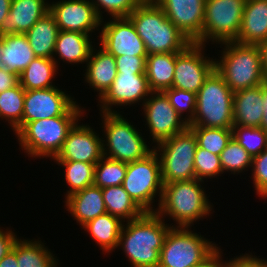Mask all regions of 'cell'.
<instances>
[{
  "label": "cell",
  "instance_id": "cell-1",
  "mask_svg": "<svg viewBox=\"0 0 267 267\" xmlns=\"http://www.w3.org/2000/svg\"><path fill=\"white\" fill-rule=\"evenodd\" d=\"M172 224L156 212H145L124 222L117 249L123 251L131 267H159L160 250Z\"/></svg>",
  "mask_w": 267,
  "mask_h": 267
},
{
  "label": "cell",
  "instance_id": "cell-2",
  "mask_svg": "<svg viewBox=\"0 0 267 267\" xmlns=\"http://www.w3.org/2000/svg\"><path fill=\"white\" fill-rule=\"evenodd\" d=\"M80 105L77 102L63 116L27 122L15 134L20 149L30 158L52 161L62 149L69 131L85 116L87 111Z\"/></svg>",
  "mask_w": 267,
  "mask_h": 267
},
{
  "label": "cell",
  "instance_id": "cell-3",
  "mask_svg": "<svg viewBox=\"0 0 267 267\" xmlns=\"http://www.w3.org/2000/svg\"><path fill=\"white\" fill-rule=\"evenodd\" d=\"M204 183L195 178L164 184L156 213L163 219L168 217V221L172 219L176 224L174 227L192 228L194 222L209 218L215 211L204 190Z\"/></svg>",
  "mask_w": 267,
  "mask_h": 267
},
{
  "label": "cell",
  "instance_id": "cell-4",
  "mask_svg": "<svg viewBox=\"0 0 267 267\" xmlns=\"http://www.w3.org/2000/svg\"><path fill=\"white\" fill-rule=\"evenodd\" d=\"M128 18L143 40L148 55L179 53L192 43L153 0H144Z\"/></svg>",
  "mask_w": 267,
  "mask_h": 267
},
{
  "label": "cell",
  "instance_id": "cell-5",
  "mask_svg": "<svg viewBox=\"0 0 267 267\" xmlns=\"http://www.w3.org/2000/svg\"><path fill=\"white\" fill-rule=\"evenodd\" d=\"M219 45L222 50H219L220 57L215 58V70L233 92L259 86L265 81L258 45L235 41L222 42Z\"/></svg>",
  "mask_w": 267,
  "mask_h": 267
},
{
  "label": "cell",
  "instance_id": "cell-6",
  "mask_svg": "<svg viewBox=\"0 0 267 267\" xmlns=\"http://www.w3.org/2000/svg\"><path fill=\"white\" fill-rule=\"evenodd\" d=\"M99 114L102 116L100 120L104 132L101 135L104 157L130 163L144 159L154 151L152 144H147V138L142 136V130L134 127L131 120L123 117V113Z\"/></svg>",
  "mask_w": 267,
  "mask_h": 267
},
{
  "label": "cell",
  "instance_id": "cell-7",
  "mask_svg": "<svg viewBox=\"0 0 267 267\" xmlns=\"http://www.w3.org/2000/svg\"><path fill=\"white\" fill-rule=\"evenodd\" d=\"M191 227H171L160 250L159 267H199L221 248Z\"/></svg>",
  "mask_w": 267,
  "mask_h": 267
},
{
  "label": "cell",
  "instance_id": "cell-8",
  "mask_svg": "<svg viewBox=\"0 0 267 267\" xmlns=\"http://www.w3.org/2000/svg\"><path fill=\"white\" fill-rule=\"evenodd\" d=\"M234 92L214 69L196 94V108L188 127L232 129Z\"/></svg>",
  "mask_w": 267,
  "mask_h": 267
},
{
  "label": "cell",
  "instance_id": "cell-9",
  "mask_svg": "<svg viewBox=\"0 0 267 267\" xmlns=\"http://www.w3.org/2000/svg\"><path fill=\"white\" fill-rule=\"evenodd\" d=\"M163 186L160 161L155 151L144 159L127 163L122 187L144 212H156Z\"/></svg>",
  "mask_w": 267,
  "mask_h": 267
},
{
  "label": "cell",
  "instance_id": "cell-10",
  "mask_svg": "<svg viewBox=\"0 0 267 267\" xmlns=\"http://www.w3.org/2000/svg\"><path fill=\"white\" fill-rule=\"evenodd\" d=\"M153 148L160 161L163 184L195 179L197 140L189 128Z\"/></svg>",
  "mask_w": 267,
  "mask_h": 267
},
{
  "label": "cell",
  "instance_id": "cell-11",
  "mask_svg": "<svg viewBox=\"0 0 267 267\" xmlns=\"http://www.w3.org/2000/svg\"><path fill=\"white\" fill-rule=\"evenodd\" d=\"M246 0H205L202 35L195 42L203 45L234 41L241 29Z\"/></svg>",
  "mask_w": 267,
  "mask_h": 267
},
{
  "label": "cell",
  "instance_id": "cell-12",
  "mask_svg": "<svg viewBox=\"0 0 267 267\" xmlns=\"http://www.w3.org/2000/svg\"><path fill=\"white\" fill-rule=\"evenodd\" d=\"M141 107L146 119L144 126L150 134L147 136H152V147L188 128L186 121L173 109L163 92H152Z\"/></svg>",
  "mask_w": 267,
  "mask_h": 267
},
{
  "label": "cell",
  "instance_id": "cell-13",
  "mask_svg": "<svg viewBox=\"0 0 267 267\" xmlns=\"http://www.w3.org/2000/svg\"><path fill=\"white\" fill-rule=\"evenodd\" d=\"M205 49L206 45L190 43L183 51L175 53L173 88L198 93L215 69V59H210Z\"/></svg>",
  "mask_w": 267,
  "mask_h": 267
},
{
  "label": "cell",
  "instance_id": "cell-14",
  "mask_svg": "<svg viewBox=\"0 0 267 267\" xmlns=\"http://www.w3.org/2000/svg\"><path fill=\"white\" fill-rule=\"evenodd\" d=\"M151 93L145 73H117L97 106L100 107L99 112L119 113L120 110H116L118 106H142Z\"/></svg>",
  "mask_w": 267,
  "mask_h": 267
},
{
  "label": "cell",
  "instance_id": "cell-15",
  "mask_svg": "<svg viewBox=\"0 0 267 267\" xmlns=\"http://www.w3.org/2000/svg\"><path fill=\"white\" fill-rule=\"evenodd\" d=\"M106 21L101 20L98 45L114 57L148 55L143 40L128 17L108 18Z\"/></svg>",
  "mask_w": 267,
  "mask_h": 267
},
{
  "label": "cell",
  "instance_id": "cell-16",
  "mask_svg": "<svg viewBox=\"0 0 267 267\" xmlns=\"http://www.w3.org/2000/svg\"><path fill=\"white\" fill-rule=\"evenodd\" d=\"M58 86L25 90L22 127L27 122L65 115L77 102Z\"/></svg>",
  "mask_w": 267,
  "mask_h": 267
},
{
  "label": "cell",
  "instance_id": "cell-17",
  "mask_svg": "<svg viewBox=\"0 0 267 267\" xmlns=\"http://www.w3.org/2000/svg\"><path fill=\"white\" fill-rule=\"evenodd\" d=\"M49 12L61 31H74L92 36L99 31L101 19L90 0H57L49 2ZM91 33V34H90Z\"/></svg>",
  "mask_w": 267,
  "mask_h": 267
},
{
  "label": "cell",
  "instance_id": "cell-18",
  "mask_svg": "<svg viewBox=\"0 0 267 267\" xmlns=\"http://www.w3.org/2000/svg\"><path fill=\"white\" fill-rule=\"evenodd\" d=\"M79 122L81 120L69 131L62 149L53 161H79L97 164L104 156L102 136L90 124Z\"/></svg>",
  "mask_w": 267,
  "mask_h": 267
},
{
  "label": "cell",
  "instance_id": "cell-19",
  "mask_svg": "<svg viewBox=\"0 0 267 267\" xmlns=\"http://www.w3.org/2000/svg\"><path fill=\"white\" fill-rule=\"evenodd\" d=\"M166 17L192 42L202 35L205 0H153Z\"/></svg>",
  "mask_w": 267,
  "mask_h": 267
},
{
  "label": "cell",
  "instance_id": "cell-20",
  "mask_svg": "<svg viewBox=\"0 0 267 267\" xmlns=\"http://www.w3.org/2000/svg\"><path fill=\"white\" fill-rule=\"evenodd\" d=\"M49 12V0H12L10 11L0 27V36L25 34Z\"/></svg>",
  "mask_w": 267,
  "mask_h": 267
},
{
  "label": "cell",
  "instance_id": "cell-21",
  "mask_svg": "<svg viewBox=\"0 0 267 267\" xmlns=\"http://www.w3.org/2000/svg\"><path fill=\"white\" fill-rule=\"evenodd\" d=\"M94 45L84 67V82L97 92L98 100L107 92L117 76L115 57L100 45ZM86 67V68H85Z\"/></svg>",
  "mask_w": 267,
  "mask_h": 267
},
{
  "label": "cell",
  "instance_id": "cell-22",
  "mask_svg": "<svg viewBox=\"0 0 267 267\" xmlns=\"http://www.w3.org/2000/svg\"><path fill=\"white\" fill-rule=\"evenodd\" d=\"M93 39L94 38L88 34L60 30L56 39L55 51L52 59L57 64L58 68L60 66V61L66 64L70 63L73 66L80 64L86 65L90 52L95 44Z\"/></svg>",
  "mask_w": 267,
  "mask_h": 267
},
{
  "label": "cell",
  "instance_id": "cell-23",
  "mask_svg": "<svg viewBox=\"0 0 267 267\" xmlns=\"http://www.w3.org/2000/svg\"><path fill=\"white\" fill-rule=\"evenodd\" d=\"M65 209L82 227L88 221L106 213L102 189L94 184L65 198Z\"/></svg>",
  "mask_w": 267,
  "mask_h": 267
},
{
  "label": "cell",
  "instance_id": "cell-24",
  "mask_svg": "<svg viewBox=\"0 0 267 267\" xmlns=\"http://www.w3.org/2000/svg\"><path fill=\"white\" fill-rule=\"evenodd\" d=\"M266 40L267 0H246L241 29L234 41L246 45H259Z\"/></svg>",
  "mask_w": 267,
  "mask_h": 267
},
{
  "label": "cell",
  "instance_id": "cell-25",
  "mask_svg": "<svg viewBox=\"0 0 267 267\" xmlns=\"http://www.w3.org/2000/svg\"><path fill=\"white\" fill-rule=\"evenodd\" d=\"M263 113L262 84L234 92V126L260 127Z\"/></svg>",
  "mask_w": 267,
  "mask_h": 267
},
{
  "label": "cell",
  "instance_id": "cell-26",
  "mask_svg": "<svg viewBox=\"0 0 267 267\" xmlns=\"http://www.w3.org/2000/svg\"><path fill=\"white\" fill-rule=\"evenodd\" d=\"M123 224L120 218L106 212L88 221L81 228L85 233H89L103 254L110 255L117 249Z\"/></svg>",
  "mask_w": 267,
  "mask_h": 267
},
{
  "label": "cell",
  "instance_id": "cell-27",
  "mask_svg": "<svg viewBox=\"0 0 267 267\" xmlns=\"http://www.w3.org/2000/svg\"><path fill=\"white\" fill-rule=\"evenodd\" d=\"M2 38L4 68L18 76L36 57L25 34H8Z\"/></svg>",
  "mask_w": 267,
  "mask_h": 267
},
{
  "label": "cell",
  "instance_id": "cell-28",
  "mask_svg": "<svg viewBox=\"0 0 267 267\" xmlns=\"http://www.w3.org/2000/svg\"><path fill=\"white\" fill-rule=\"evenodd\" d=\"M59 31L55 18L48 12L25 33L36 57H53Z\"/></svg>",
  "mask_w": 267,
  "mask_h": 267
},
{
  "label": "cell",
  "instance_id": "cell-29",
  "mask_svg": "<svg viewBox=\"0 0 267 267\" xmlns=\"http://www.w3.org/2000/svg\"><path fill=\"white\" fill-rule=\"evenodd\" d=\"M175 69V53H157L146 57V78L152 92L172 88Z\"/></svg>",
  "mask_w": 267,
  "mask_h": 267
},
{
  "label": "cell",
  "instance_id": "cell-30",
  "mask_svg": "<svg viewBox=\"0 0 267 267\" xmlns=\"http://www.w3.org/2000/svg\"><path fill=\"white\" fill-rule=\"evenodd\" d=\"M59 68L52 58L35 57L19 75L25 90L52 88Z\"/></svg>",
  "mask_w": 267,
  "mask_h": 267
},
{
  "label": "cell",
  "instance_id": "cell-31",
  "mask_svg": "<svg viewBox=\"0 0 267 267\" xmlns=\"http://www.w3.org/2000/svg\"><path fill=\"white\" fill-rule=\"evenodd\" d=\"M41 239H17L18 267H58L60 262ZM59 262V263H58Z\"/></svg>",
  "mask_w": 267,
  "mask_h": 267
},
{
  "label": "cell",
  "instance_id": "cell-32",
  "mask_svg": "<svg viewBox=\"0 0 267 267\" xmlns=\"http://www.w3.org/2000/svg\"><path fill=\"white\" fill-rule=\"evenodd\" d=\"M106 212L123 222L142 216L145 212L134 202L122 185L102 188Z\"/></svg>",
  "mask_w": 267,
  "mask_h": 267
},
{
  "label": "cell",
  "instance_id": "cell-33",
  "mask_svg": "<svg viewBox=\"0 0 267 267\" xmlns=\"http://www.w3.org/2000/svg\"><path fill=\"white\" fill-rule=\"evenodd\" d=\"M25 89L17 86L0 93V119L6 120L16 134L22 128Z\"/></svg>",
  "mask_w": 267,
  "mask_h": 267
},
{
  "label": "cell",
  "instance_id": "cell-34",
  "mask_svg": "<svg viewBox=\"0 0 267 267\" xmlns=\"http://www.w3.org/2000/svg\"><path fill=\"white\" fill-rule=\"evenodd\" d=\"M64 170V181L70 187L65 198L94 184L95 165L79 161H54Z\"/></svg>",
  "mask_w": 267,
  "mask_h": 267
},
{
  "label": "cell",
  "instance_id": "cell-35",
  "mask_svg": "<svg viewBox=\"0 0 267 267\" xmlns=\"http://www.w3.org/2000/svg\"><path fill=\"white\" fill-rule=\"evenodd\" d=\"M219 158L224 174L227 172L232 175H239L242 172L249 171L248 169L252 167V157L233 138L227 143Z\"/></svg>",
  "mask_w": 267,
  "mask_h": 267
},
{
  "label": "cell",
  "instance_id": "cell-36",
  "mask_svg": "<svg viewBox=\"0 0 267 267\" xmlns=\"http://www.w3.org/2000/svg\"><path fill=\"white\" fill-rule=\"evenodd\" d=\"M195 135L197 146L210 153L220 155L232 138V129L210 127H188Z\"/></svg>",
  "mask_w": 267,
  "mask_h": 267
},
{
  "label": "cell",
  "instance_id": "cell-37",
  "mask_svg": "<svg viewBox=\"0 0 267 267\" xmlns=\"http://www.w3.org/2000/svg\"><path fill=\"white\" fill-rule=\"evenodd\" d=\"M127 163L102 157L95 165L94 185L102 188L119 186L125 178Z\"/></svg>",
  "mask_w": 267,
  "mask_h": 267
},
{
  "label": "cell",
  "instance_id": "cell-38",
  "mask_svg": "<svg viewBox=\"0 0 267 267\" xmlns=\"http://www.w3.org/2000/svg\"><path fill=\"white\" fill-rule=\"evenodd\" d=\"M232 138L251 157L259 155L267 148V133L261 127L233 126Z\"/></svg>",
  "mask_w": 267,
  "mask_h": 267
},
{
  "label": "cell",
  "instance_id": "cell-39",
  "mask_svg": "<svg viewBox=\"0 0 267 267\" xmlns=\"http://www.w3.org/2000/svg\"><path fill=\"white\" fill-rule=\"evenodd\" d=\"M195 178L208 182V179H215L223 174L219 155L210 153L207 150L198 147L194 158Z\"/></svg>",
  "mask_w": 267,
  "mask_h": 267
},
{
  "label": "cell",
  "instance_id": "cell-40",
  "mask_svg": "<svg viewBox=\"0 0 267 267\" xmlns=\"http://www.w3.org/2000/svg\"><path fill=\"white\" fill-rule=\"evenodd\" d=\"M173 109L189 124L195 116L196 94L190 91L169 88L163 91ZM184 112L185 115H184Z\"/></svg>",
  "mask_w": 267,
  "mask_h": 267
},
{
  "label": "cell",
  "instance_id": "cell-41",
  "mask_svg": "<svg viewBox=\"0 0 267 267\" xmlns=\"http://www.w3.org/2000/svg\"><path fill=\"white\" fill-rule=\"evenodd\" d=\"M94 5L96 14L105 20L103 14L110 18L128 17L144 0H90ZM104 10V11H103Z\"/></svg>",
  "mask_w": 267,
  "mask_h": 267
},
{
  "label": "cell",
  "instance_id": "cell-42",
  "mask_svg": "<svg viewBox=\"0 0 267 267\" xmlns=\"http://www.w3.org/2000/svg\"><path fill=\"white\" fill-rule=\"evenodd\" d=\"M252 183L258 197L267 199V148L259 155L252 157Z\"/></svg>",
  "mask_w": 267,
  "mask_h": 267
},
{
  "label": "cell",
  "instance_id": "cell-43",
  "mask_svg": "<svg viewBox=\"0 0 267 267\" xmlns=\"http://www.w3.org/2000/svg\"><path fill=\"white\" fill-rule=\"evenodd\" d=\"M147 56L115 57L117 73H145Z\"/></svg>",
  "mask_w": 267,
  "mask_h": 267
},
{
  "label": "cell",
  "instance_id": "cell-44",
  "mask_svg": "<svg viewBox=\"0 0 267 267\" xmlns=\"http://www.w3.org/2000/svg\"><path fill=\"white\" fill-rule=\"evenodd\" d=\"M250 253V254H249ZM248 252L245 254L236 255L235 258L225 260L224 267H267V259L259 258L260 256L252 255Z\"/></svg>",
  "mask_w": 267,
  "mask_h": 267
},
{
  "label": "cell",
  "instance_id": "cell-45",
  "mask_svg": "<svg viewBox=\"0 0 267 267\" xmlns=\"http://www.w3.org/2000/svg\"><path fill=\"white\" fill-rule=\"evenodd\" d=\"M12 231L9 227L4 230L0 227V260H2L5 255L12 250L14 243L19 237H17V232Z\"/></svg>",
  "mask_w": 267,
  "mask_h": 267
},
{
  "label": "cell",
  "instance_id": "cell-46",
  "mask_svg": "<svg viewBox=\"0 0 267 267\" xmlns=\"http://www.w3.org/2000/svg\"><path fill=\"white\" fill-rule=\"evenodd\" d=\"M19 84V76L6 68H0V93Z\"/></svg>",
  "mask_w": 267,
  "mask_h": 267
},
{
  "label": "cell",
  "instance_id": "cell-47",
  "mask_svg": "<svg viewBox=\"0 0 267 267\" xmlns=\"http://www.w3.org/2000/svg\"><path fill=\"white\" fill-rule=\"evenodd\" d=\"M0 267H18L17 264V241L14 243L12 250L0 260Z\"/></svg>",
  "mask_w": 267,
  "mask_h": 267
},
{
  "label": "cell",
  "instance_id": "cell-48",
  "mask_svg": "<svg viewBox=\"0 0 267 267\" xmlns=\"http://www.w3.org/2000/svg\"><path fill=\"white\" fill-rule=\"evenodd\" d=\"M262 98L264 113L260 127L267 133V79L262 83Z\"/></svg>",
  "mask_w": 267,
  "mask_h": 267
},
{
  "label": "cell",
  "instance_id": "cell-49",
  "mask_svg": "<svg viewBox=\"0 0 267 267\" xmlns=\"http://www.w3.org/2000/svg\"><path fill=\"white\" fill-rule=\"evenodd\" d=\"M220 249L211 259H209L205 264L199 267H224L225 260H223V252Z\"/></svg>",
  "mask_w": 267,
  "mask_h": 267
},
{
  "label": "cell",
  "instance_id": "cell-50",
  "mask_svg": "<svg viewBox=\"0 0 267 267\" xmlns=\"http://www.w3.org/2000/svg\"><path fill=\"white\" fill-rule=\"evenodd\" d=\"M258 47L261 53L263 73L265 78L267 79V40L259 44Z\"/></svg>",
  "mask_w": 267,
  "mask_h": 267
},
{
  "label": "cell",
  "instance_id": "cell-51",
  "mask_svg": "<svg viewBox=\"0 0 267 267\" xmlns=\"http://www.w3.org/2000/svg\"><path fill=\"white\" fill-rule=\"evenodd\" d=\"M12 0H0V27L10 11Z\"/></svg>",
  "mask_w": 267,
  "mask_h": 267
},
{
  "label": "cell",
  "instance_id": "cell-52",
  "mask_svg": "<svg viewBox=\"0 0 267 267\" xmlns=\"http://www.w3.org/2000/svg\"><path fill=\"white\" fill-rule=\"evenodd\" d=\"M1 58H2V38L0 37V68H4V64Z\"/></svg>",
  "mask_w": 267,
  "mask_h": 267
}]
</instances>
